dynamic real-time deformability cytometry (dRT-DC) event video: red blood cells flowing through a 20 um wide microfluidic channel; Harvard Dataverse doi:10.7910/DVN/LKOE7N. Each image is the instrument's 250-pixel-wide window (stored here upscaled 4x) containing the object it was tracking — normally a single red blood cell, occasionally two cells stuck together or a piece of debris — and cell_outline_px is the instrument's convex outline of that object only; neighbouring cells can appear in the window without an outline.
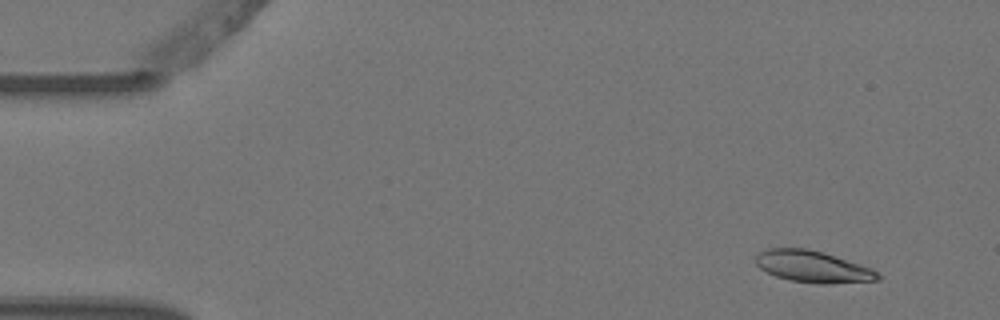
{"species": "Egyptian fruit bat (a non-hibernating species)", "species_latin": "Rousettus aegyptiacus", "temperature_condition": "warm", "stored_images_in_passage": 5, "camera_frame_rate_fps": 3000, "um_per_image_px": 0.085, "animal": {"sex": "female"}, "frame": {"image": 1, "passage_image": 2, "time_ms": 0.333, "image_size_px": [1000, 320], "cell_outline_px": [[880, 280], [824, 284], [820, 284], [788, 280], [776, 276], [760, 268], [756, 264], [756, 256], [760, 252], [768, 248], [808, 248], [824, 252], [872, 268], [880, 276]], "centroid_in_image_um": [69.09, 22.66], "position_along_channel_um": 15.9, "area_um2": 22.48}}
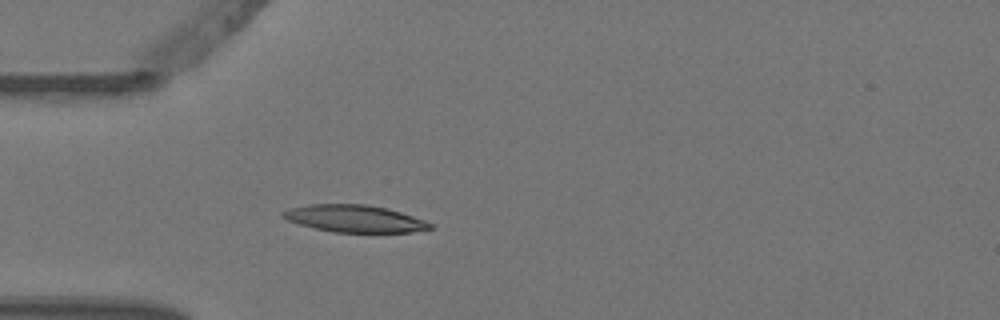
{"frame": {"image": 2, "passage_image": 5, "time_ms": 1.333, "image_size_px": [1000, 320], "cell_outline_px": [[436, 228], [412, 232], [332, 232], [300, 224], [288, 220], [280, 216], [280, 212], [288, 208], [308, 204], [364, 204], [384, 208], [400, 212], [436, 224]], "centroid_in_image_um": [30.15, 18.58], "position_along_channel_um": 54.9, "area_um2": 23.35}}